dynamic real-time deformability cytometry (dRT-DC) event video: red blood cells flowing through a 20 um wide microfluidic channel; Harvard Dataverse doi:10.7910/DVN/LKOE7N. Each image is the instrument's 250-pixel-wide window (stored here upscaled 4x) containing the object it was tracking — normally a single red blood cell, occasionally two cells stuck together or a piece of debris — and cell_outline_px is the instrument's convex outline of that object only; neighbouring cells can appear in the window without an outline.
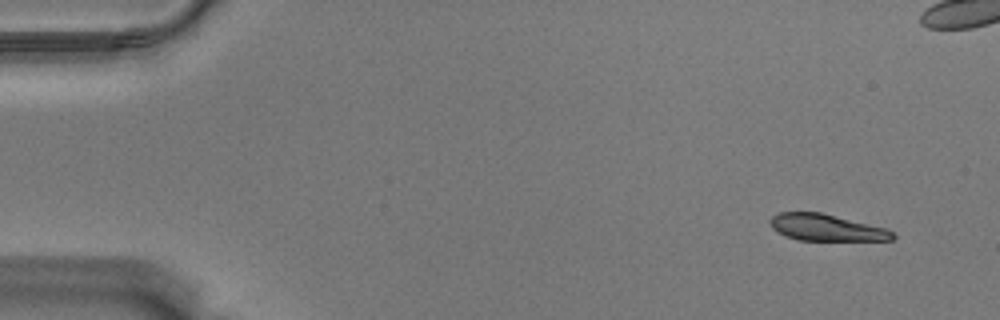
{"species": "Egyptian fruit bat (a non-hibernating species)", "species_latin": "Rousettus aegyptiacus", "temperature_condition": "warm", "stored_images_in_passage": 2, "camera_frame_rate_fps": 3000, "um_per_image_px": 0.085, "animal": {"sex": "male"}, "frame": {"image": 1, "passage_image": 2, "time_ms": 0.333, "image_size_px": [1000, 320], "cell_outline_px": [[896, 236], [892, 240], [800, 240], [776, 232], [772, 228], [768, 220], [772, 216], [780, 212], [820, 212], [884, 228], [892, 232]], "centroid_in_image_um": [70.18, 19.34], "position_along_channel_um": 14.8, "area_um2": 18.73}}